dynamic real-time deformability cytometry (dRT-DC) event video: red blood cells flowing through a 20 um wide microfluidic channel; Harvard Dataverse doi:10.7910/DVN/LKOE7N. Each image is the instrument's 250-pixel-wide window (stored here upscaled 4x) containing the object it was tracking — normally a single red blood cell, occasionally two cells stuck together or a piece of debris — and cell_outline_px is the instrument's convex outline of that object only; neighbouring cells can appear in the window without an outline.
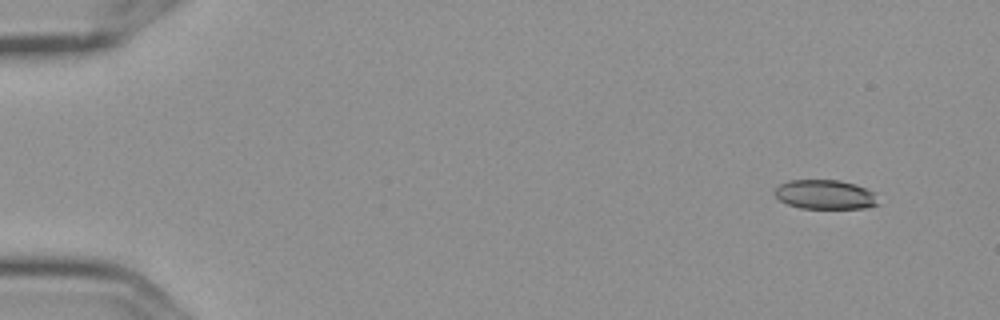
{"species": "Egyptian fruit bat (a non-hibernating species)", "species_latin": "Rousettus aegyptiacus", "temperature_condition": "cold", "stored_images_in_passage": 6, "camera_frame_rate_fps": 3000, "um_per_image_px": 0.085, "frame": {"image": 1, "passage_image": 1, "time_ms": 0.0, "image_size_px": [1000, 320], "cell_outline_px": [[880, 204], [864, 208], [800, 208], [788, 204], [780, 200], [776, 196], [776, 188], [780, 184], [788, 180], [840, 180], [856, 184], [876, 192]], "centroid_in_image_um": [70.2, 16.53], "position_along_channel_um": 14.8, "area_um2": 17.8}}
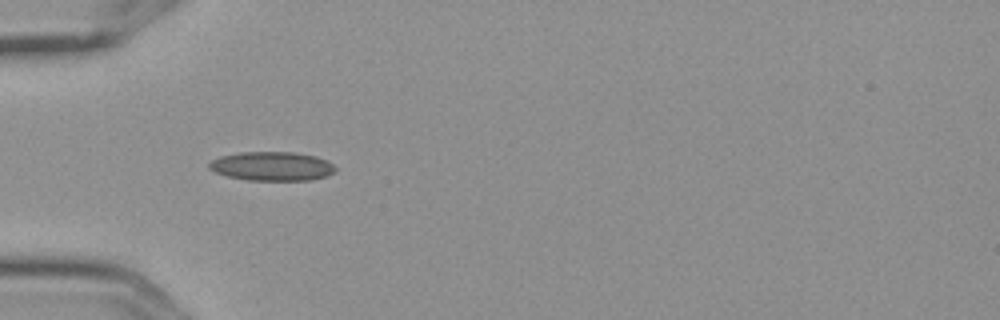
{"frame": {"image": 2, "passage_image": 5, "time_ms": 1.333, "image_size_px": [1000, 320], "cell_outline_px": [[336, 172], [324, 176], [308, 180], [248, 180], [228, 176], [216, 172], [208, 168], [208, 164], [212, 160], [220, 156], [240, 152], [296, 152], [316, 156], [328, 160], [336, 168]], "centroid_in_image_um": [23.13, 14.12], "position_along_channel_um": 61.9, "area_um2": 21.33}}
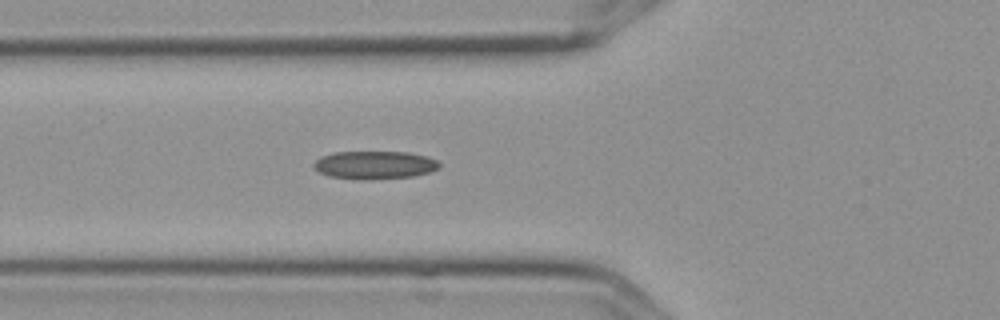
{"frame": {"image": 3, "passage_image": 6, "time_ms": 1.667, "image_size_px": [1000, 320], "cell_outline_px": [[440, 168], [428, 172], [412, 176], [328, 176], [320, 172], [312, 164], [320, 156], [332, 152], [408, 152], [428, 156], [436, 160], [440, 164]], "centroid_in_image_um": [31.87, 13.95], "position_along_channel_um": 93.9, "area_um2": 19.31}}